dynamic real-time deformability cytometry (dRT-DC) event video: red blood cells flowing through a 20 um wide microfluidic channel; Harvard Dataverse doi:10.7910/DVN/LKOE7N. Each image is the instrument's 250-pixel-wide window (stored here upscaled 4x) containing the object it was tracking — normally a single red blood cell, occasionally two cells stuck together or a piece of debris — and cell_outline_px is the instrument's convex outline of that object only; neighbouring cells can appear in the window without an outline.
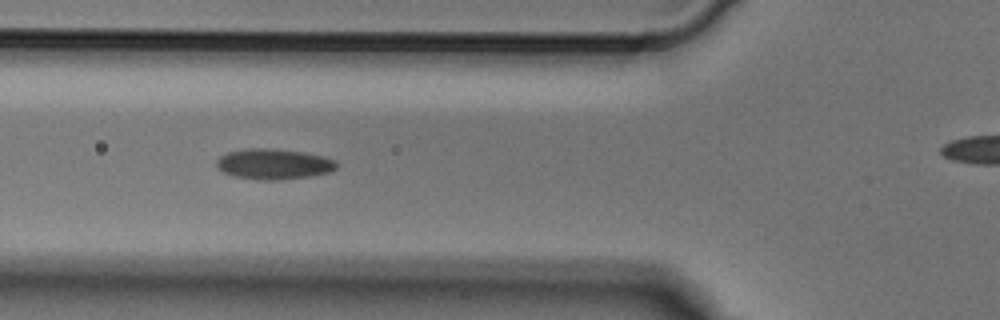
{"species": "Egyptian fruit bat (a non-hibernating species)", "species_latin": "Rousettus aegyptiacus", "temperature_condition": "cold", "stored_images_in_passage": 4, "camera_frame_rate_fps": 3000, "um_per_image_px": 0.085, "animal": {"sex": "male"}, "frame": {"image": 1, "passage_image": 3, "time_ms": 0.667, "image_size_px": [1000, 320], "cell_outline_px": [[336, 168], [328, 172], [308, 176], [276, 180], [264, 180], [232, 176], [216, 168], [216, 160], [220, 156], [228, 152], [248, 148], [272, 148], [304, 152], [324, 156], [336, 160]], "centroid_in_image_um": [23.23, 13.93], "position_along_channel_um": 102.6, "area_um2": 21.33}}
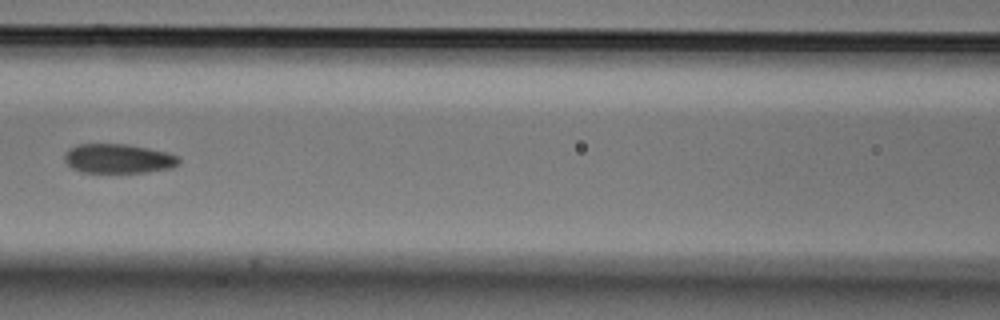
{"frame": {"image": 2, "passage_image": 4, "time_ms": 1.0, "image_size_px": [1000, 320], "cell_outline_px": [[180, 164], [172, 168], [144, 172], [80, 172], [72, 168], [64, 160], [64, 156], [68, 148], [76, 144], [128, 144], [168, 152], [180, 156]], "centroid_in_image_um": [10.07, 13.47], "position_along_channel_um": 156.5, "area_um2": 19.77}}